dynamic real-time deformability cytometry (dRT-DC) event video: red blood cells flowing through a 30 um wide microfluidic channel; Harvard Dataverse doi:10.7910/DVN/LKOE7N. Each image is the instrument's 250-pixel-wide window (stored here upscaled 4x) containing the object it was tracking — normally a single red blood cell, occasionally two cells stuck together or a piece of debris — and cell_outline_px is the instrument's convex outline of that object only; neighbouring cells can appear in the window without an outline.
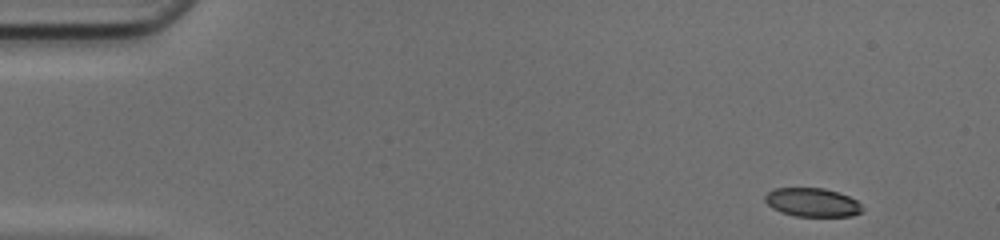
{"species": "common noctule bat (a hibernating species)", "species_latin": "Nyctalus noctula", "temperature_condition": "cold", "stored_images_in_passage": 46, "camera_frame_rate_fps": 3000, "um_per_image_px": 0.085, "animal": {"sex": "female", "body_mass_g": 17.0, "forearm_length_mm": 48.0}, "frame": {"image": 1, "passage_image": 1, "time_ms": 0.0, "image_size_px": [1000, 240], "cell_outline_px": [[864, 208], [860, 212], [852, 216], [796, 216], [780, 212], [772, 208], [764, 200], [764, 196], [772, 188], [824, 188], [848, 196], [856, 200]], "centroid_in_image_um": [69.02, 17.2], "position_along_channel_um": 16.0, "area_um2": 16.24}}
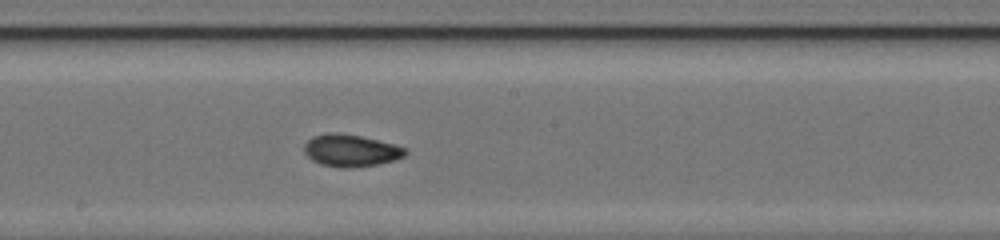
{"frame": {"image": 2, "passage_image": 24, "time_ms": 7.667, "image_size_px": [1000, 240], "cell_outline_px": [[408, 152], [404, 156], [396, 160], [380, 164], [352, 168], [340, 168], [320, 164], [312, 160], [304, 152], [304, 144], [312, 136], [328, 132], [336, 132], [360, 136], [396, 144], [404, 148]], "centroid_in_image_um": [29.82, 12.8], "position_along_channel_um": 218.4, "area_um2": 19.19}}
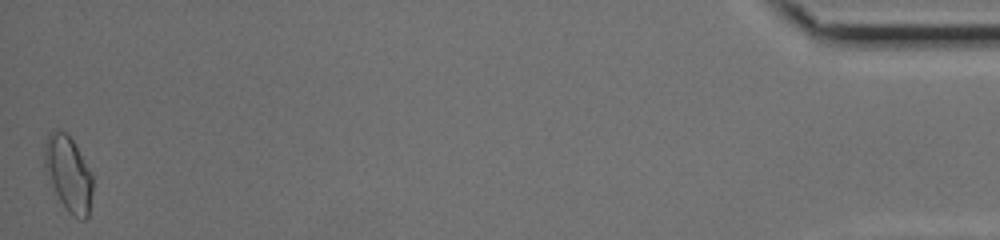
{"frame": {"image": 3, "passage_image": 46, "time_ms": 15.0, "image_size_px": [1000, 240], "cell_outline_px": [[92, 192], [88, 216], [84, 220], [80, 220], [68, 212], [60, 200], [56, 192], [44, 164], [44, 148], [48, 136], [56, 128], [64, 132], [72, 140], [92, 172]], "centroid_in_image_um": [5.84, 14.77], "position_along_channel_um": 429.4, "area_um2": 20.63}, "authors_computed_cell_mechanics": {"area_um2": 18.0914, "velocity_mm_per_s": 4.1976, "shape_relaxation_time_tau1_ms": 9.1633, "shape_relaxation_time_tau2_ms": 2.0164, "deformation_change_tau1": 0.1884, "deformation_change_tau2": 0.0652}}